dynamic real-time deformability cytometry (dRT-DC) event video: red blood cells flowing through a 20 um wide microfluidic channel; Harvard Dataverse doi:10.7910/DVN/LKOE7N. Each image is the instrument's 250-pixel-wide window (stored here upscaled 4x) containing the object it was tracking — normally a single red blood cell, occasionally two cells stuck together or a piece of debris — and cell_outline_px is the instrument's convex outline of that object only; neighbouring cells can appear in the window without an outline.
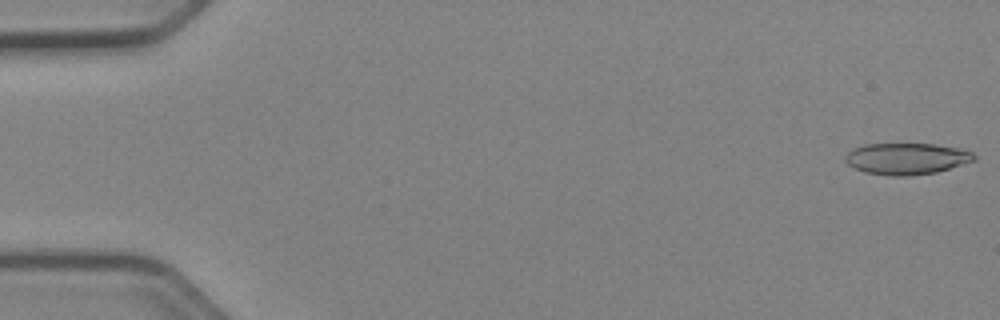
{"species": "Egyptian fruit bat (a non-hibernating species)", "species_latin": "Rousettus aegyptiacus", "temperature_condition": "cold", "stored_images_in_passage": 52, "camera_frame_rate_fps": 3000, "um_per_image_px": 0.085, "animal": {"sex": "female"}, "frame": {"image": 1, "passage_image": 1, "time_ms": 0.0, "image_size_px": [1000, 320], "cell_outline_px": [[976, 160], [936, 172], [912, 176], [888, 176], [864, 172], [848, 164], [844, 160], [844, 156], [852, 148], [864, 144], [936, 144], [960, 148], [972, 152], [976, 156]], "centroid_in_image_um": [77.05, 13.49], "position_along_channel_um": 8.0, "area_um2": 23.81}}
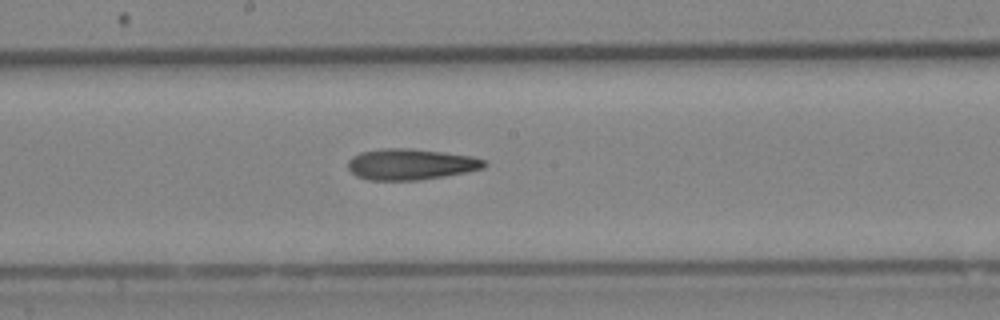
{"frame": {"image": 2, "passage_image": 28, "time_ms": 9.0, "image_size_px": [1000, 320], "cell_outline_px": [[488, 164], [484, 168], [468, 172], [420, 180], [368, 180], [356, 176], [348, 168], [348, 160], [352, 156], [360, 152], [384, 148], [412, 148], [472, 156], [484, 160]], "centroid_in_image_um": [34.91, 13.96], "position_along_channel_um": 213.3, "area_um2": 24.8}}
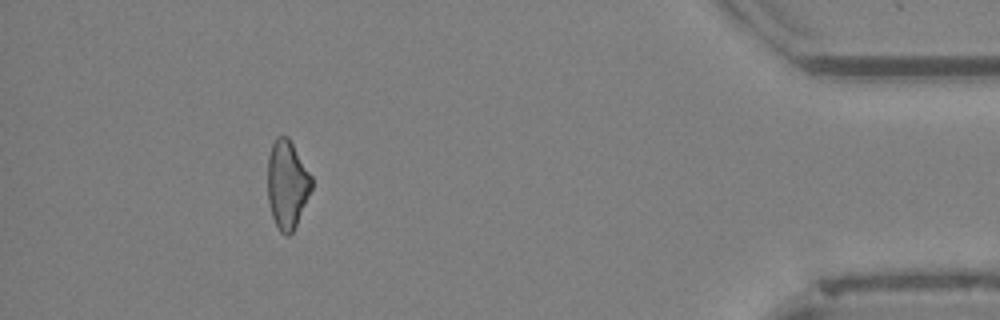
{"frame": {"image": 3, "passage_image": 47, "time_ms": 15.333, "image_size_px": [1000, 320], "cell_outline_px": [[312, 188], [296, 224], [292, 232], [288, 236], [280, 232], [272, 216], [268, 200], [268, 156], [272, 144], [276, 136], [288, 136], [312, 176]], "centroid_in_image_um": [24.4, 15.65], "position_along_channel_um": 410.8, "area_um2": 22.43}, "authors_computed_cell_mechanics": {"area_um2": 24.1893, "velocity_mm_per_s": 3.9795, "shape_relaxation_time_tau1_ms": null, "shape_relaxation_time_tau2_ms": 8.911, "deformation_change_tau1": null, "deformation_change_tau2": 0.2438}}